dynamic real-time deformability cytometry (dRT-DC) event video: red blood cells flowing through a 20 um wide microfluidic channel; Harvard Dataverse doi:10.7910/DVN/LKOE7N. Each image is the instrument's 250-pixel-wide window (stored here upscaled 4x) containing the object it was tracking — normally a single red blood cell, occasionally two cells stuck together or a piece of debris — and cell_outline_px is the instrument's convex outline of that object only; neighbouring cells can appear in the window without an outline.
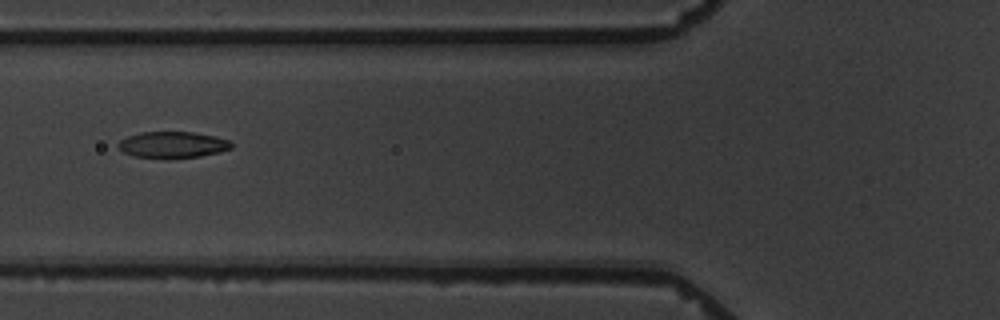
{"species": "common noctule bat (a hibernating species)", "species_latin": "Nyctalus noctula", "temperature_condition": "warm", "stored_images_in_passage": 9, "camera_frame_rate_fps": 3000, "um_per_image_px": 0.085, "animal": {"sex": "male", "body_mass_g": 19.5, "forearm_length_mm": 54.6}, "frame": {"image": 1, "passage_image": 7, "time_ms": 7.0, "image_size_px": [1000, 320], "cell_outline_px": [[232, 148], [220, 152], [200, 156], [136, 156], [124, 152], [116, 144], [120, 140], [128, 136], [140, 132], [196, 132], [216, 136], [228, 140], [232, 144]], "centroid_in_image_um": [14.71, 12.26], "position_along_channel_um": 111.1, "area_um2": 16.76}}
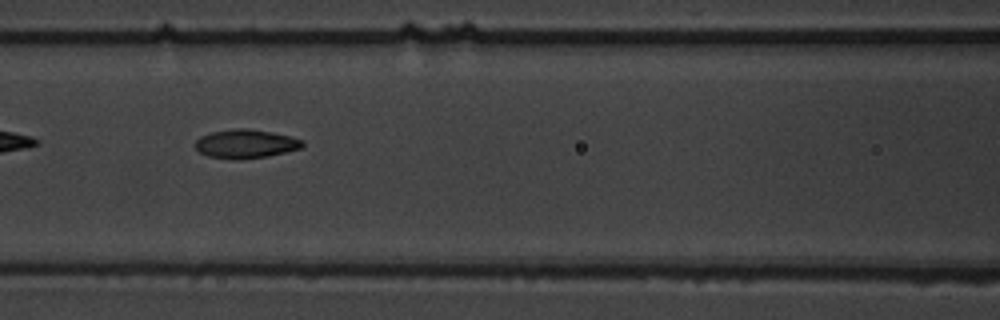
{"frame": {"image": 2, "passage_image": 8, "time_ms": 8.0, "image_size_px": [1000, 320], "cell_outline_px": [[304, 144], [300, 148], [268, 156], [208, 156], [200, 152], [196, 148], [196, 140], [200, 136], [212, 132], [236, 128], [248, 128], [272, 132], [292, 136], [304, 140]], "centroid_in_image_um": [20.93, 12.16], "position_along_channel_um": 145.7, "area_um2": 17.11}}
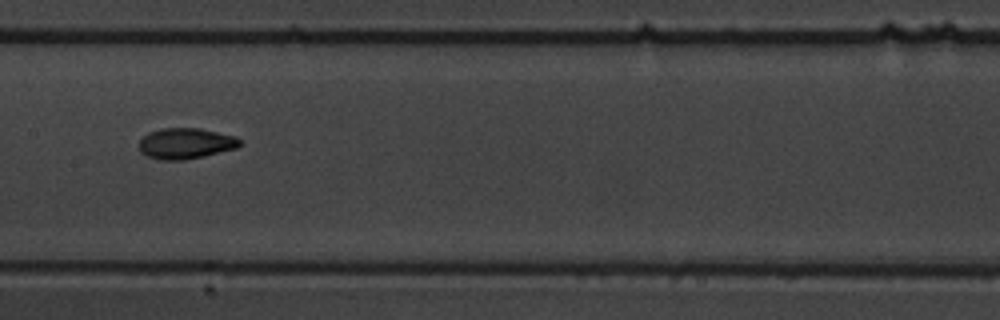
{"frame": {"image": 3, "passage_image": 9, "time_ms": 9.333, "image_size_px": [1000, 320], "cell_outline_px": [[240, 144], [236, 148], [184, 160], [160, 160], [148, 156], [140, 152], [140, 140], [148, 132], [160, 128], [200, 128], [236, 136], [240, 140]], "centroid_in_image_um": [15.76, 12.18], "position_along_channel_um": 191.6, "area_um2": 17.98}}